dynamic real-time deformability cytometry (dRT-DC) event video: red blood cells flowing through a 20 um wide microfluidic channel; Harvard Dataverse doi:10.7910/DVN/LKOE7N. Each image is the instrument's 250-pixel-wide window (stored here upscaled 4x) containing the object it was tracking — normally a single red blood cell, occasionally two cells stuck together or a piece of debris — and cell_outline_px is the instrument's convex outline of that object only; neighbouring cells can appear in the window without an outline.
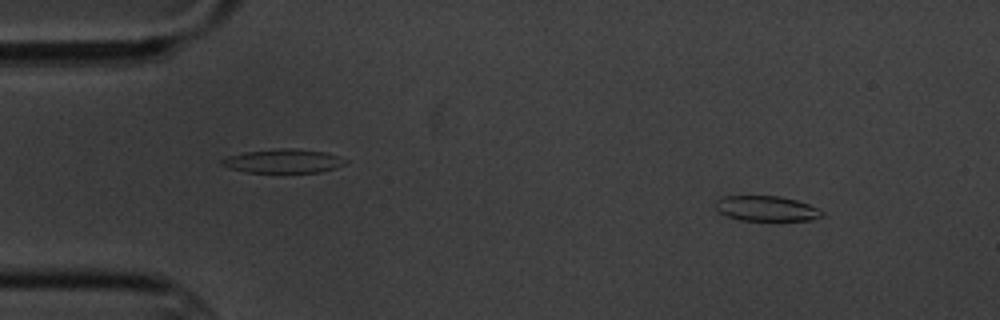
{"species": "common noctule bat (a hibernating species)", "species_latin": "Nyctalus noctula", "temperature_condition": "cold", "stored_images_in_passage": 4, "camera_frame_rate_fps": 3000, "um_per_image_px": 0.085, "animal": {"sex": "male", "body_mass_g": 20.1, "forearm_length_mm": 53.5}, "frame": {"image": 1, "passage_image": 1, "time_ms": 0.0, "image_size_px": [1000, 320], "cell_outline_px": [[824, 216], [812, 220], [740, 220], [728, 216], [720, 212], [716, 208], [716, 200], [724, 196], [780, 196], [796, 200], [808, 204], [824, 212]], "centroid_in_image_um": [65.17, 17.72], "position_along_channel_um": 19.8, "area_um2": 15.49}}